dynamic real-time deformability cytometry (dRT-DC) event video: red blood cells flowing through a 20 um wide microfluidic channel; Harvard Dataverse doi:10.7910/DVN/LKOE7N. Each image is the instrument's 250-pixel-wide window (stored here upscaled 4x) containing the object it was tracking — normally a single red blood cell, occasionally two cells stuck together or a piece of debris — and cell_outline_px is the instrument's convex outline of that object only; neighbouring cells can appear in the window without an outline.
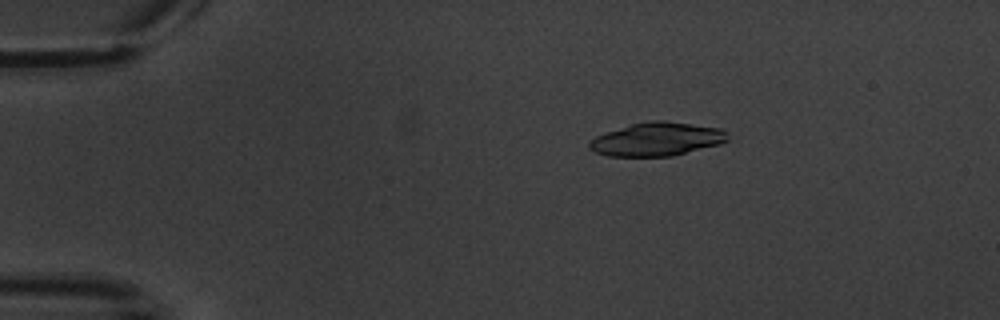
{"species": "common noctule bat (a hibernating species)", "species_latin": "Nyctalus noctula", "temperature_condition": "warm", "stored_images_in_passage": 5, "camera_frame_rate_fps": 3000, "um_per_image_px": 0.085, "animal": {"sex": "male", "body_mass_g": 20.1, "forearm_length_mm": 53.5}, "frame": {"image": 1, "passage_image": 3, "time_ms": 2.333, "image_size_px": [1000, 320], "cell_outline_px": [[728, 140], [720, 144], [672, 156], [608, 156], [596, 152], [588, 148], [588, 140], [596, 136], [632, 124], [652, 120], [664, 120], [724, 128], [728, 132]], "centroid_in_image_um": [55.88, 11.83], "position_along_channel_um": 29.1, "area_um2": 27.05}}